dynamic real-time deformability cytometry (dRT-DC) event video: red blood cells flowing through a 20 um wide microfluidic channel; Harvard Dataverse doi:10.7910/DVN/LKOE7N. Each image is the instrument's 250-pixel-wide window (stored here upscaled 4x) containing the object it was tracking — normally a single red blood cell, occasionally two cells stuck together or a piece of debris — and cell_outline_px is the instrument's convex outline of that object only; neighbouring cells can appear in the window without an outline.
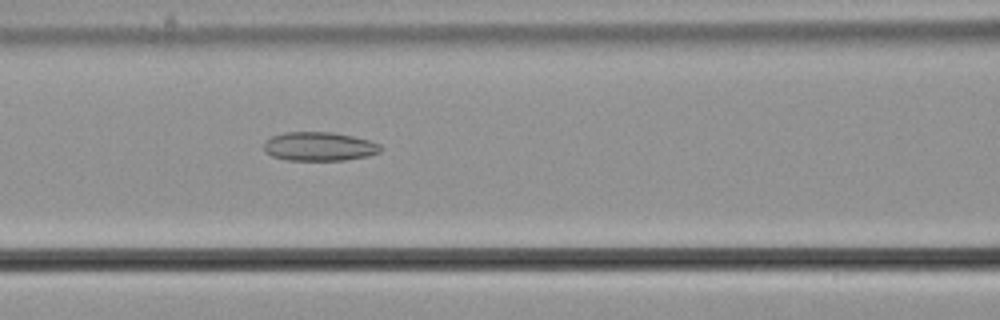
{"species": "common noctule bat (a hibernating species)", "species_latin": "Nyctalus noctula", "temperature_condition": "cold", "stored_images_in_passage": 56, "camera_frame_rate_fps": 3000, "um_per_image_px": 0.085, "animal": {"sex": "male", "body_mass_g": 21.5, "forearm_length_mm": 52.0}, "frame": {"image": 1, "passage_image": 24, "time_ms": 7.667, "image_size_px": [1000, 320], "cell_outline_px": [[380, 152], [368, 156], [344, 160], [288, 160], [272, 156], [264, 152], [264, 144], [272, 136], [284, 132], [332, 132], [352, 136], [368, 140], [380, 144]], "centroid_in_image_um": [27.12, 12.45], "position_along_channel_um": 139.5, "area_um2": 19.54}}
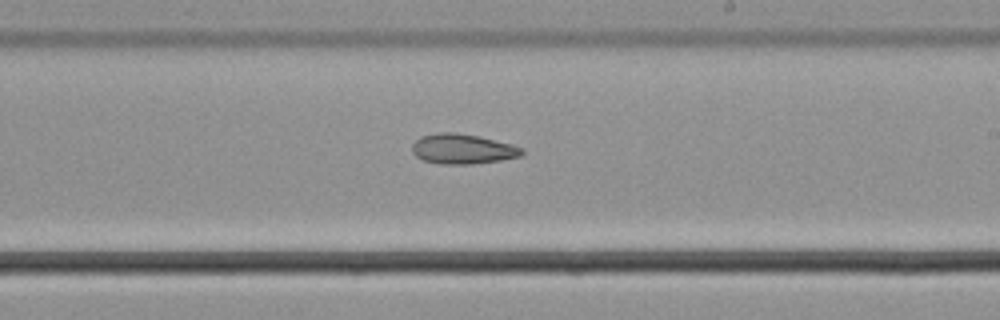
{"frame": {"image": 2, "passage_image": 33, "time_ms": 10.667, "image_size_px": [1000, 320], "cell_outline_px": [[524, 152], [520, 156], [500, 160], [472, 164], [440, 164], [424, 160], [416, 156], [412, 152], [412, 144], [420, 136], [436, 132], [456, 132], [480, 136], [512, 144], [524, 148]], "centroid_in_image_um": [39.32, 12.65], "position_along_channel_um": 249.7, "area_um2": 19.36}}
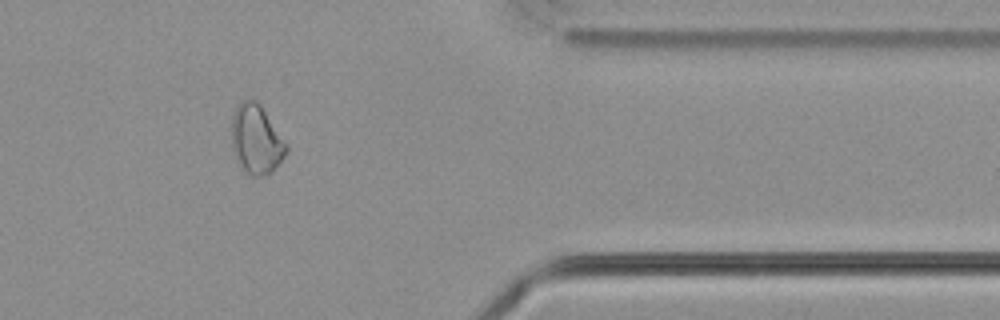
{"frame": {"image": 3, "passage_image": 46, "time_ms": 15.0, "image_size_px": [1000, 320], "cell_outline_px": [[288, 152], [272, 172], [260, 176], [252, 176], [244, 168], [236, 156], [232, 148], [232, 116], [236, 108], [244, 100], [256, 100], [260, 104], [288, 144]], "centroid_in_image_um": [21.82, 11.84], "position_along_channel_um": 389.6, "area_um2": 21.73}, "authors_computed_cell_mechanics": {"area_um2": 22.3686, "velocity_mm_per_s": 3.6816, "shape_relaxation_time_tau1_ms": null, "shape_relaxation_time_tau2_ms": 4.8309, "deformation_change_tau1": null, "deformation_change_tau2": 0.1196}}